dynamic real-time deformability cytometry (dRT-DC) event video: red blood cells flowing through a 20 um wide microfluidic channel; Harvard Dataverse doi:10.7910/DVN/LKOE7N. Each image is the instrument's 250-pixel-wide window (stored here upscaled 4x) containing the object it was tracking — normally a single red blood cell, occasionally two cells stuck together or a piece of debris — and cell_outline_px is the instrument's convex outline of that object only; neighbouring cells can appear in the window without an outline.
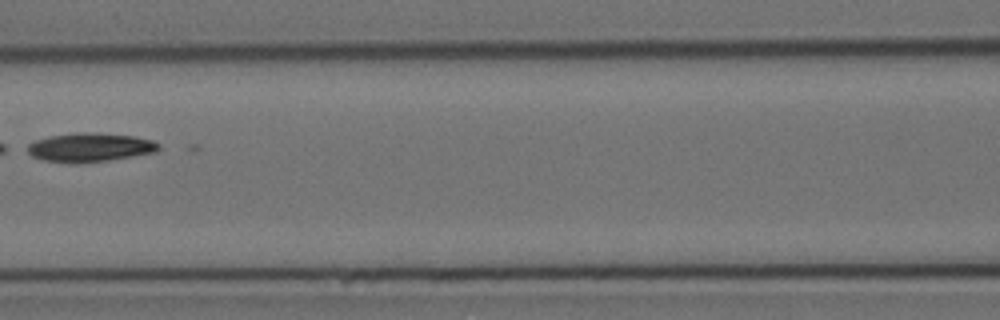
{"species": "Egyptian fruit bat (a non-hibernating species)", "species_latin": "Rousettus aegyptiacus", "temperature_condition": "cold", "stored_images_in_passage": 10, "camera_frame_rate_fps": 3000, "um_per_image_px": 0.085, "animal": {"sex": "female"}, "frame": {"image": 1, "passage_image": 7, "time_ms": 8.333, "image_size_px": [1000, 320], "cell_outline_px": [[160, 148], [156, 152], [108, 160], [76, 164], [44, 160], [32, 156], [28, 152], [28, 144], [36, 140], [48, 136], [76, 132], [88, 132], [136, 136], [152, 140], [160, 144]], "centroid_in_image_um": [7.65, 12.52], "position_along_channel_um": 159.0, "area_um2": 22.14}}
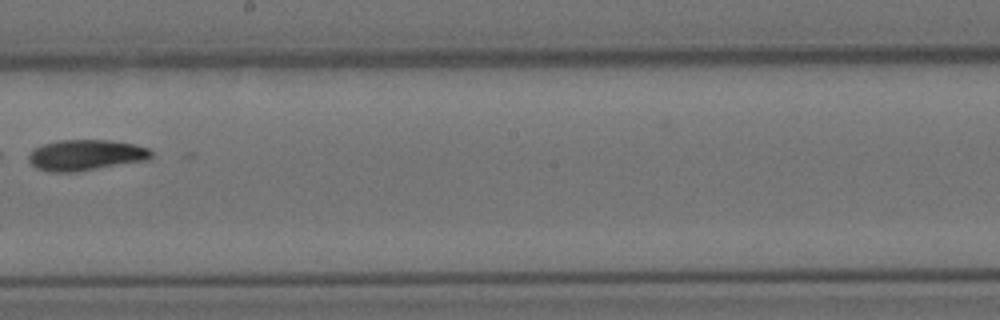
{"frame": {"image": 2, "passage_image": 9, "time_ms": 10.667, "image_size_px": [1000, 320], "cell_outline_px": [[152, 156], [148, 160], [76, 172], [52, 172], [36, 168], [28, 160], [28, 152], [44, 144], [60, 140], [108, 140], [132, 144], [148, 148], [152, 152]], "centroid_in_image_um": [7.28, 13.19], "position_along_channel_um": 240.9, "area_um2": 21.96}}
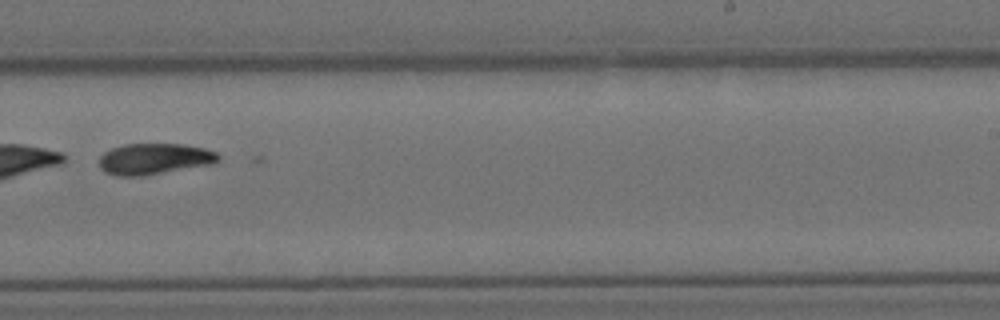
{"frame": {"image": 3, "passage_image": 10, "time_ms": 11.667, "image_size_px": [1000, 320], "cell_outline_px": [[220, 160], [212, 164], [140, 176], [120, 176], [104, 172], [100, 168], [100, 156], [104, 152], [112, 148], [124, 144], [180, 144], [204, 148], [216, 152], [220, 156]], "centroid_in_image_um": [13.11, 13.5], "position_along_channel_um": 275.9, "area_um2": 21.44}}